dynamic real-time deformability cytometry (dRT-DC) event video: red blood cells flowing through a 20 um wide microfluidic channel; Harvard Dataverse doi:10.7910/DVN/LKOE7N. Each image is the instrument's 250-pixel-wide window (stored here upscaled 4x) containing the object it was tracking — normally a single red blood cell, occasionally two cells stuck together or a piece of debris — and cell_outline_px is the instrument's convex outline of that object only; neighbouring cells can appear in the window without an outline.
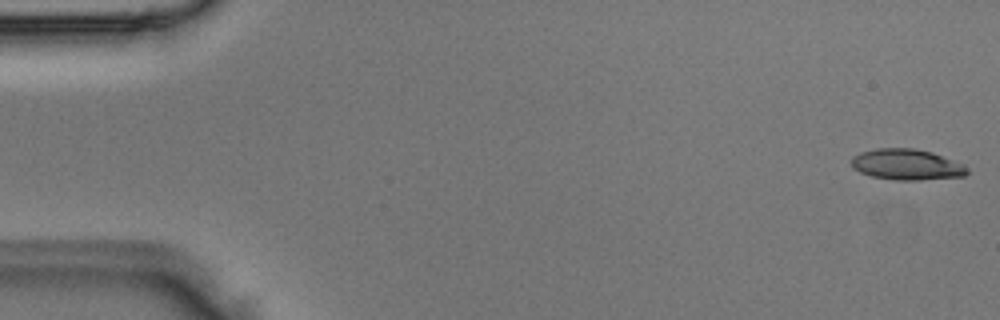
{"species": "Egyptian fruit bat (a non-hibernating species)", "species_latin": "Rousettus aegyptiacus", "temperature_condition": "room temperature", "stored_images_in_passage": 4, "camera_frame_rate_fps": 3000, "um_per_image_px": 0.085, "animal": {"sex": "male"}, "frame": {"image": 1, "passage_image": 1, "time_ms": 0.0, "image_size_px": [1000, 320], "cell_outline_px": [[968, 172], [964, 176], [916, 180], [896, 180], [872, 176], [860, 172], [852, 168], [852, 156], [860, 152], [876, 148], [916, 148], [932, 152], [964, 164]], "centroid_in_image_um": [77.05, 13.97], "position_along_channel_um": 8.0, "area_um2": 20.81}}
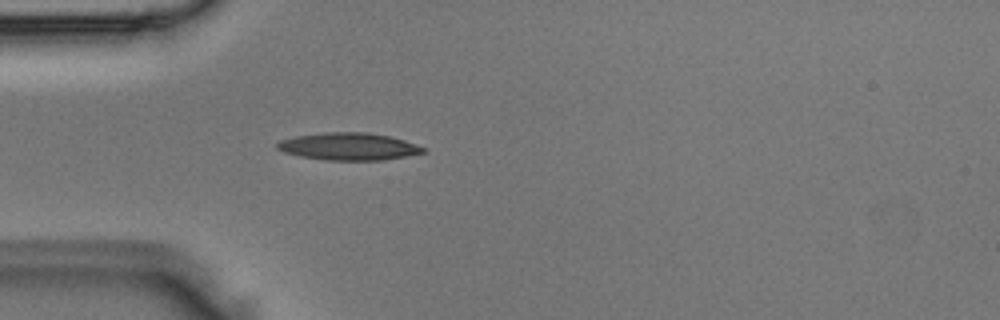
{"frame": {"image": 2, "passage_image": 4, "time_ms": 1.0, "image_size_px": [1000, 320], "cell_outline_px": [[428, 152], [408, 156], [384, 160], [324, 160], [300, 156], [284, 152], [276, 148], [276, 144], [280, 140], [296, 136], [324, 132], [368, 132], [388, 136], [404, 140], [428, 148]], "centroid_in_image_um": [29.68, 12.45], "position_along_channel_um": 55.3, "area_um2": 23.47}}